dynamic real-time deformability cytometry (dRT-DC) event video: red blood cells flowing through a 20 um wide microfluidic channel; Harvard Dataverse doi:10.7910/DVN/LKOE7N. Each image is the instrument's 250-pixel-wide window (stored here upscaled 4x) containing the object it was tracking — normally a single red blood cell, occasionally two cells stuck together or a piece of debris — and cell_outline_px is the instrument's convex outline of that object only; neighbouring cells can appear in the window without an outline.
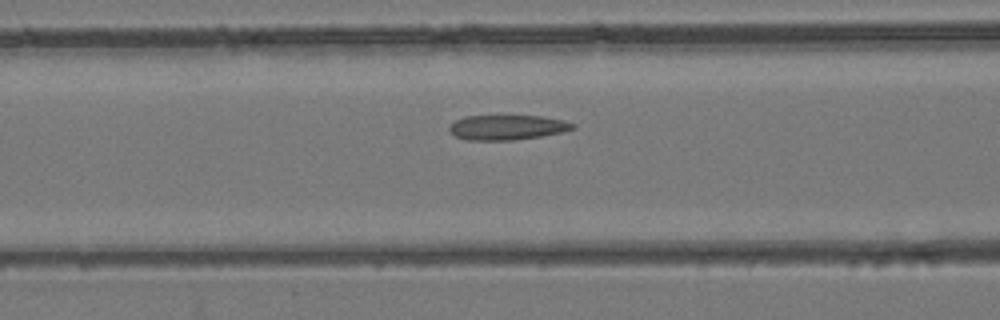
{"species": "common noctule bat (a hibernating species)", "species_latin": "Nyctalus noctula", "temperature_condition": "room temperature", "stored_images_in_passage": 43, "camera_frame_rate_fps": 3000, "um_per_image_px": 0.085, "animal": {"sex": "female", "body_mass_g": 24.6, "forearm_length_mm": 56.2}, "frame": {"image": 1, "passage_image": 15, "time_ms": 4.667, "image_size_px": [1000, 320], "cell_outline_px": [[576, 128], [560, 132], [540, 136], [516, 140], [468, 140], [456, 136], [448, 132], [448, 124], [464, 116], [544, 116], [564, 120], [576, 124]], "centroid_in_image_um": [43.08, 10.82], "position_along_channel_um": 123.5, "area_um2": 18.03}}
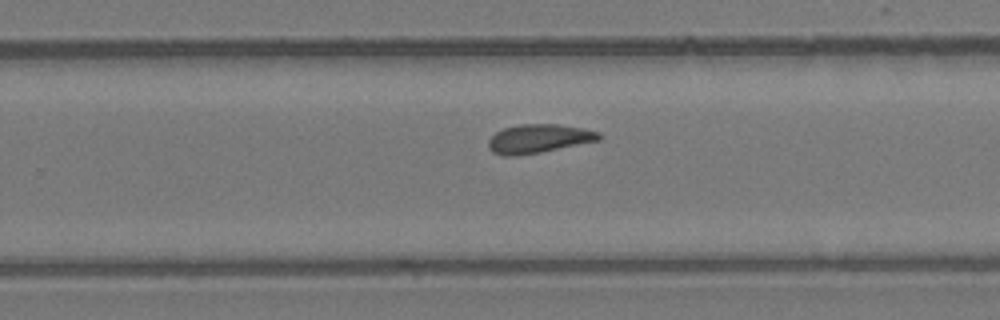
{"frame": {"image": 2, "passage_image": 26, "time_ms": 8.333, "image_size_px": [1000, 320], "cell_outline_px": [[600, 140], [540, 152], [516, 156], [504, 156], [492, 152], [488, 148], [488, 140], [496, 132], [504, 128], [520, 124], [556, 124], [584, 128], [600, 132]], "centroid_in_image_um": [45.77, 11.78], "position_along_channel_um": 284.0, "area_um2": 18.5}}
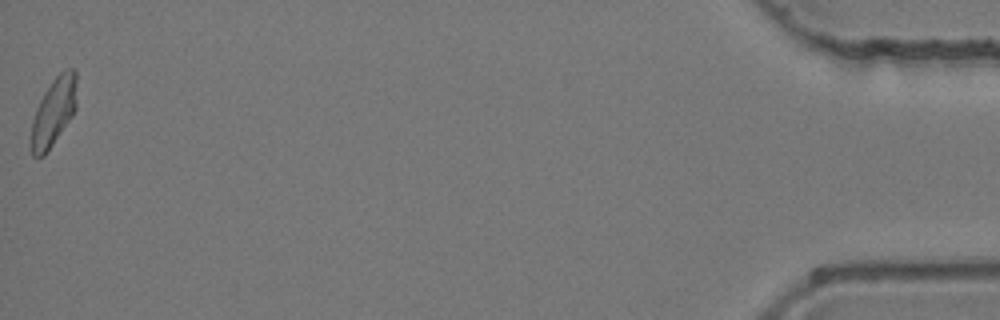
{"frame": {"image": 3, "passage_image": 43, "time_ms": 14.0, "image_size_px": [1000, 320], "cell_outline_px": [[76, 108], [72, 116], [44, 156], [32, 156], [28, 144], [32, 120], [36, 108], [44, 92], [52, 80], [64, 68], [76, 68]], "centroid_in_image_um": [4.53, 9.51], "position_along_channel_um": 430.7, "area_um2": 18.44}}